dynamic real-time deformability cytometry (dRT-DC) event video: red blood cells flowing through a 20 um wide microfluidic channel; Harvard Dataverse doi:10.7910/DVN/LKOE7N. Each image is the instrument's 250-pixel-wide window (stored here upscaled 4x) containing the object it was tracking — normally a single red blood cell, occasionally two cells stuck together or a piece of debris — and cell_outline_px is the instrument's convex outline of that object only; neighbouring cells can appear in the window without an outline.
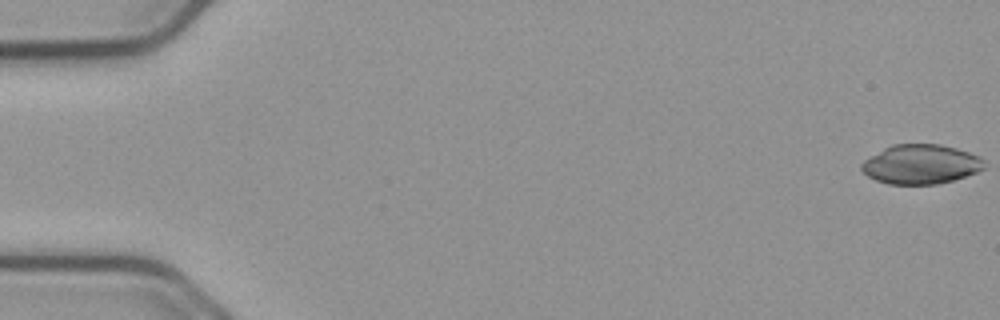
{"species": "common noctule bat (a hibernating species)", "species_latin": "Nyctalus noctula", "temperature_condition": "cold", "stored_images_in_passage": 23, "camera_frame_rate_fps": 3000, "um_per_image_px": 0.085, "animal": {"sex": "male", "body_mass_g": 23.1, "forearm_length_mm": 52.7}, "frame": {"image": 1, "passage_image": 1, "time_ms": 0.0, "image_size_px": [1000, 320], "cell_outline_px": [[984, 168], [976, 172], [952, 180], [936, 184], [888, 184], [876, 180], [868, 176], [860, 168], [860, 164], [864, 160], [884, 148], [892, 144], [940, 144], [956, 148], [980, 156], [984, 160]], "centroid_in_image_um": [78.25, 13.95], "position_along_channel_um": 6.7, "area_um2": 28.09}}